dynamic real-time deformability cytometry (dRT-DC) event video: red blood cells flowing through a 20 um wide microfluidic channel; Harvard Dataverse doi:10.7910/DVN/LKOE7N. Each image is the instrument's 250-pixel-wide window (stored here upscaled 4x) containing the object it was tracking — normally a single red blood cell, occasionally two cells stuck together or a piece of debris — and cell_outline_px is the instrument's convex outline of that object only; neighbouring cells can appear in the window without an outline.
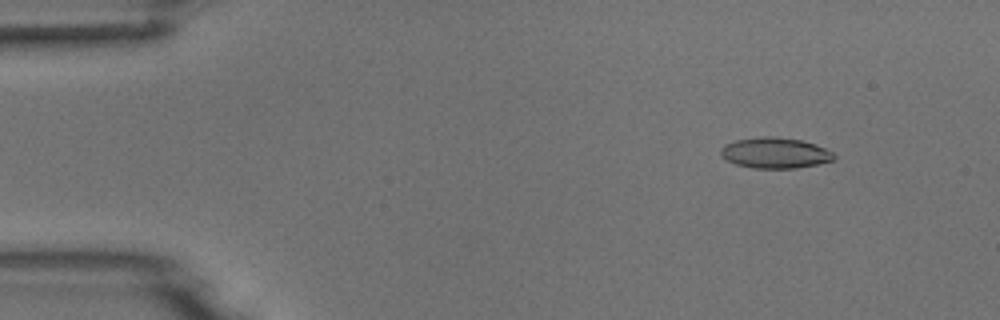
{"species": "common noctule bat (a hibernating species)", "species_latin": "Nyctalus noctula", "temperature_condition": "room temperature", "stored_images_in_passage": 53, "camera_frame_rate_fps": 3000, "um_per_image_px": 0.085, "animal": {"sex": "male", "body_mass_g": 18.8}, "frame": {"image": 1, "passage_image": 6, "time_ms": 1.667, "image_size_px": [1000, 320], "cell_outline_px": [[836, 156], [832, 160], [816, 164], [796, 168], [752, 168], [736, 164], [720, 156], [720, 148], [724, 144], [736, 140], [764, 136], [772, 136], [800, 140], [816, 144], [832, 152]], "centroid_in_image_um": [65.84, 12.99], "position_along_channel_um": 19.2, "area_um2": 20.17}}
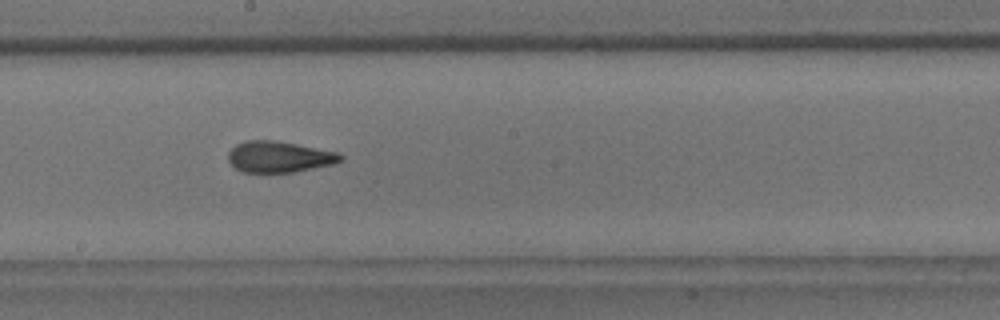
{"frame": {"image": 2, "passage_image": 29, "time_ms": 9.333, "image_size_px": [1000, 320], "cell_outline_px": [[344, 160], [332, 164], [292, 172], [244, 172], [236, 168], [228, 160], [228, 152], [236, 144], [248, 140], [276, 140], [336, 152], [344, 156]], "centroid_in_image_um": [23.72, 13.32], "position_along_channel_um": 224.5, "area_um2": 20.17}}
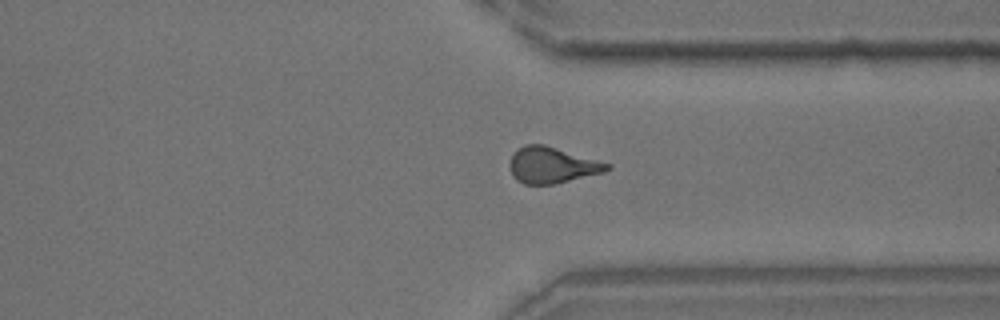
{"frame": {"image": 3, "passage_image": 40, "time_ms": 13.0, "image_size_px": [1000, 320], "cell_outline_px": [[612, 168], [604, 172], [556, 184], [524, 184], [516, 180], [512, 176], [508, 164], [512, 152], [516, 148], [524, 144], [544, 144], [612, 164]], "centroid_in_image_um": [46.89, 14.03], "position_along_channel_um": 364.5, "area_um2": 20.87}}